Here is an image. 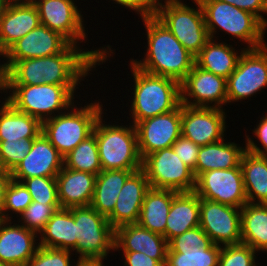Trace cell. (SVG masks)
<instances>
[{
	"mask_svg": "<svg viewBox=\"0 0 267 266\" xmlns=\"http://www.w3.org/2000/svg\"><path fill=\"white\" fill-rule=\"evenodd\" d=\"M146 30V53L142 60L130 62L137 68L181 83L195 65V56L188 52L156 16L141 18Z\"/></svg>",
	"mask_w": 267,
	"mask_h": 266,
	"instance_id": "cell-1",
	"label": "cell"
},
{
	"mask_svg": "<svg viewBox=\"0 0 267 266\" xmlns=\"http://www.w3.org/2000/svg\"><path fill=\"white\" fill-rule=\"evenodd\" d=\"M133 76V97L129 116L135 126L139 121L175 110L181 104L180 83L145 72L129 63Z\"/></svg>",
	"mask_w": 267,
	"mask_h": 266,
	"instance_id": "cell-2",
	"label": "cell"
},
{
	"mask_svg": "<svg viewBox=\"0 0 267 266\" xmlns=\"http://www.w3.org/2000/svg\"><path fill=\"white\" fill-rule=\"evenodd\" d=\"M202 6L205 24L209 37L214 39L217 29L222 30L240 42H244L246 49L259 48L266 45L264 40L267 27L254 14L238 7L217 1L198 0Z\"/></svg>",
	"mask_w": 267,
	"mask_h": 266,
	"instance_id": "cell-3",
	"label": "cell"
},
{
	"mask_svg": "<svg viewBox=\"0 0 267 266\" xmlns=\"http://www.w3.org/2000/svg\"><path fill=\"white\" fill-rule=\"evenodd\" d=\"M78 85H6L4 93L16 110L41 122L67 111L74 104ZM57 113V114H56Z\"/></svg>",
	"mask_w": 267,
	"mask_h": 266,
	"instance_id": "cell-4",
	"label": "cell"
},
{
	"mask_svg": "<svg viewBox=\"0 0 267 266\" xmlns=\"http://www.w3.org/2000/svg\"><path fill=\"white\" fill-rule=\"evenodd\" d=\"M103 118L104 115L101 114L93 130L102 170L142 169L135 126L132 123L123 126L110 122L107 125Z\"/></svg>",
	"mask_w": 267,
	"mask_h": 266,
	"instance_id": "cell-5",
	"label": "cell"
},
{
	"mask_svg": "<svg viewBox=\"0 0 267 266\" xmlns=\"http://www.w3.org/2000/svg\"><path fill=\"white\" fill-rule=\"evenodd\" d=\"M79 107L73 104L71 109L42 122V133L63 157L93 133L105 110L99 101Z\"/></svg>",
	"mask_w": 267,
	"mask_h": 266,
	"instance_id": "cell-6",
	"label": "cell"
},
{
	"mask_svg": "<svg viewBox=\"0 0 267 266\" xmlns=\"http://www.w3.org/2000/svg\"><path fill=\"white\" fill-rule=\"evenodd\" d=\"M113 51L109 45L86 51L70 43L61 53L43 57V84L79 85L89 71L115 55Z\"/></svg>",
	"mask_w": 267,
	"mask_h": 266,
	"instance_id": "cell-7",
	"label": "cell"
},
{
	"mask_svg": "<svg viewBox=\"0 0 267 266\" xmlns=\"http://www.w3.org/2000/svg\"><path fill=\"white\" fill-rule=\"evenodd\" d=\"M197 6H188L184 0H162L156 17L171 31L174 37L193 56H197L210 39L204 13L198 0Z\"/></svg>",
	"mask_w": 267,
	"mask_h": 266,
	"instance_id": "cell-8",
	"label": "cell"
},
{
	"mask_svg": "<svg viewBox=\"0 0 267 266\" xmlns=\"http://www.w3.org/2000/svg\"><path fill=\"white\" fill-rule=\"evenodd\" d=\"M70 212L76 224V250L78 258L107 260L114 250L115 229L108 219L91 206L73 207Z\"/></svg>",
	"mask_w": 267,
	"mask_h": 266,
	"instance_id": "cell-9",
	"label": "cell"
},
{
	"mask_svg": "<svg viewBox=\"0 0 267 266\" xmlns=\"http://www.w3.org/2000/svg\"><path fill=\"white\" fill-rule=\"evenodd\" d=\"M142 170L150 188L192 192L195 188L193 171L178 157L172 147L158 150L142 159Z\"/></svg>",
	"mask_w": 267,
	"mask_h": 266,
	"instance_id": "cell-10",
	"label": "cell"
},
{
	"mask_svg": "<svg viewBox=\"0 0 267 266\" xmlns=\"http://www.w3.org/2000/svg\"><path fill=\"white\" fill-rule=\"evenodd\" d=\"M226 86L228 104L249 99L267 87V44L242 51Z\"/></svg>",
	"mask_w": 267,
	"mask_h": 266,
	"instance_id": "cell-11",
	"label": "cell"
},
{
	"mask_svg": "<svg viewBox=\"0 0 267 266\" xmlns=\"http://www.w3.org/2000/svg\"><path fill=\"white\" fill-rule=\"evenodd\" d=\"M194 192L202 199L242 208L247 198L241 165L200 174L195 179Z\"/></svg>",
	"mask_w": 267,
	"mask_h": 266,
	"instance_id": "cell-12",
	"label": "cell"
},
{
	"mask_svg": "<svg viewBox=\"0 0 267 266\" xmlns=\"http://www.w3.org/2000/svg\"><path fill=\"white\" fill-rule=\"evenodd\" d=\"M200 227L216 245L241 243V208L200 198Z\"/></svg>",
	"mask_w": 267,
	"mask_h": 266,
	"instance_id": "cell-13",
	"label": "cell"
},
{
	"mask_svg": "<svg viewBox=\"0 0 267 266\" xmlns=\"http://www.w3.org/2000/svg\"><path fill=\"white\" fill-rule=\"evenodd\" d=\"M227 79L207 72L196 64L180 83L181 104L223 109L227 104Z\"/></svg>",
	"mask_w": 267,
	"mask_h": 266,
	"instance_id": "cell-14",
	"label": "cell"
},
{
	"mask_svg": "<svg viewBox=\"0 0 267 266\" xmlns=\"http://www.w3.org/2000/svg\"><path fill=\"white\" fill-rule=\"evenodd\" d=\"M36 5L40 22L51 30L59 32L71 44L87 42L83 14L74 0H32ZM82 40V41H81Z\"/></svg>",
	"mask_w": 267,
	"mask_h": 266,
	"instance_id": "cell-15",
	"label": "cell"
},
{
	"mask_svg": "<svg viewBox=\"0 0 267 266\" xmlns=\"http://www.w3.org/2000/svg\"><path fill=\"white\" fill-rule=\"evenodd\" d=\"M224 110L181 104V135L199 146L221 141L227 127Z\"/></svg>",
	"mask_w": 267,
	"mask_h": 266,
	"instance_id": "cell-16",
	"label": "cell"
},
{
	"mask_svg": "<svg viewBox=\"0 0 267 266\" xmlns=\"http://www.w3.org/2000/svg\"><path fill=\"white\" fill-rule=\"evenodd\" d=\"M141 158L172 147L181 136V104L173 111L139 121L135 125Z\"/></svg>",
	"mask_w": 267,
	"mask_h": 266,
	"instance_id": "cell-17",
	"label": "cell"
},
{
	"mask_svg": "<svg viewBox=\"0 0 267 266\" xmlns=\"http://www.w3.org/2000/svg\"><path fill=\"white\" fill-rule=\"evenodd\" d=\"M69 44L70 42L59 32L40 24L4 52L6 69L8 70L16 61L56 55Z\"/></svg>",
	"mask_w": 267,
	"mask_h": 266,
	"instance_id": "cell-18",
	"label": "cell"
},
{
	"mask_svg": "<svg viewBox=\"0 0 267 266\" xmlns=\"http://www.w3.org/2000/svg\"><path fill=\"white\" fill-rule=\"evenodd\" d=\"M64 167V158L41 133L33 140L27 156L10 173L11 178L23 182L31 177H56Z\"/></svg>",
	"mask_w": 267,
	"mask_h": 266,
	"instance_id": "cell-19",
	"label": "cell"
},
{
	"mask_svg": "<svg viewBox=\"0 0 267 266\" xmlns=\"http://www.w3.org/2000/svg\"><path fill=\"white\" fill-rule=\"evenodd\" d=\"M38 235L19 223L12 225L11 220L0 219V261L11 266H25L40 247Z\"/></svg>",
	"mask_w": 267,
	"mask_h": 266,
	"instance_id": "cell-20",
	"label": "cell"
},
{
	"mask_svg": "<svg viewBox=\"0 0 267 266\" xmlns=\"http://www.w3.org/2000/svg\"><path fill=\"white\" fill-rule=\"evenodd\" d=\"M149 189V181L142 169L133 172L127 178L117 196L113 212L107 217L114 229L122 225L138 223L141 206Z\"/></svg>",
	"mask_w": 267,
	"mask_h": 266,
	"instance_id": "cell-21",
	"label": "cell"
},
{
	"mask_svg": "<svg viewBox=\"0 0 267 266\" xmlns=\"http://www.w3.org/2000/svg\"><path fill=\"white\" fill-rule=\"evenodd\" d=\"M168 248V241L164 236L153 233L138 223L115 229V251L143 252L165 266Z\"/></svg>",
	"mask_w": 267,
	"mask_h": 266,
	"instance_id": "cell-22",
	"label": "cell"
},
{
	"mask_svg": "<svg viewBox=\"0 0 267 266\" xmlns=\"http://www.w3.org/2000/svg\"><path fill=\"white\" fill-rule=\"evenodd\" d=\"M40 24L38 9L32 1L9 3L0 18V49L5 52Z\"/></svg>",
	"mask_w": 267,
	"mask_h": 266,
	"instance_id": "cell-23",
	"label": "cell"
},
{
	"mask_svg": "<svg viewBox=\"0 0 267 266\" xmlns=\"http://www.w3.org/2000/svg\"><path fill=\"white\" fill-rule=\"evenodd\" d=\"M97 175L63 167L57 174L58 201L61 208L90 206Z\"/></svg>",
	"mask_w": 267,
	"mask_h": 266,
	"instance_id": "cell-24",
	"label": "cell"
},
{
	"mask_svg": "<svg viewBox=\"0 0 267 266\" xmlns=\"http://www.w3.org/2000/svg\"><path fill=\"white\" fill-rule=\"evenodd\" d=\"M200 197L194 192H178L172 200L165 227V239L200 225Z\"/></svg>",
	"mask_w": 267,
	"mask_h": 266,
	"instance_id": "cell-25",
	"label": "cell"
},
{
	"mask_svg": "<svg viewBox=\"0 0 267 266\" xmlns=\"http://www.w3.org/2000/svg\"><path fill=\"white\" fill-rule=\"evenodd\" d=\"M225 139L200 147L195 166V179L210 170L231 169L240 165L246 147Z\"/></svg>",
	"mask_w": 267,
	"mask_h": 266,
	"instance_id": "cell-26",
	"label": "cell"
},
{
	"mask_svg": "<svg viewBox=\"0 0 267 266\" xmlns=\"http://www.w3.org/2000/svg\"><path fill=\"white\" fill-rule=\"evenodd\" d=\"M217 39H209L200 53L195 57V64L201 69L227 79L234 71L241 52L233 48L227 42H215Z\"/></svg>",
	"mask_w": 267,
	"mask_h": 266,
	"instance_id": "cell-27",
	"label": "cell"
},
{
	"mask_svg": "<svg viewBox=\"0 0 267 266\" xmlns=\"http://www.w3.org/2000/svg\"><path fill=\"white\" fill-rule=\"evenodd\" d=\"M41 235V236H40ZM39 246L63 250H76V224L70 208L56 210L39 233Z\"/></svg>",
	"mask_w": 267,
	"mask_h": 266,
	"instance_id": "cell-28",
	"label": "cell"
},
{
	"mask_svg": "<svg viewBox=\"0 0 267 266\" xmlns=\"http://www.w3.org/2000/svg\"><path fill=\"white\" fill-rule=\"evenodd\" d=\"M42 133V122L16 110L4 99L0 104V140L35 139Z\"/></svg>",
	"mask_w": 267,
	"mask_h": 266,
	"instance_id": "cell-29",
	"label": "cell"
},
{
	"mask_svg": "<svg viewBox=\"0 0 267 266\" xmlns=\"http://www.w3.org/2000/svg\"><path fill=\"white\" fill-rule=\"evenodd\" d=\"M177 193L173 190L150 188L145 194L138 224L165 237L167 217Z\"/></svg>",
	"mask_w": 267,
	"mask_h": 266,
	"instance_id": "cell-30",
	"label": "cell"
},
{
	"mask_svg": "<svg viewBox=\"0 0 267 266\" xmlns=\"http://www.w3.org/2000/svg\"><path fill=\"white\" fill-rule=\"evenodd\" d=\"M240 165L247 203L267 204V156L245 150Z\"/></svg>",
	"mask_w": 267,
	"mask_h": 266,
	"instance_id": "cell-31",
	"label": "cell"
},
{
	"mask_svg": "<svg viewBox=\"0 0 267 266\" xmlns=\"http://www.w3.org/2000/svg\"><path fill=\"white\" fill-rule=\"evenodd\" d=\"M135 171L138 170H102L97 175L90 206L107 218L113 212L125 181Z\"/></svg>",
	"mask_w": 267,
	"mask_h": 266,
	"instance_id": "cell-32",
	"label": "cell"
},
{
	"mask_svg": "<svg viewBox=\"0 0 267 266\" xmlns=\"http://www.w3.org/2000/svg\"><path fill=\"white\" fill-rule=\"evenodd\" d=\"M241 243L267 252V204L246 203L241 208Z\"/></svg>",
	"mask_w": 267,
	"mask_h": 266,
	"instance_id": "cell-33",
	"label": "cell"
},
{
	"mask_svg": "<svg viewBox=\"0 0 267 266\" xmlns=\"http://www.w3.org/2000/svg\"><path fill=\"white\" fill-rule=\"evenodd\" d=\"M64 158V167L98 175L102 171L96 136L92 133Z\"/></svg>",
	"mask_w": 267,
	"mask_h": 266,
	"instance_id": "cell-34",
	"label": "cell"
},
{
	"mask_svg": "<svg viewBox=\"0 0 267 266\" xmlns=\"http://www.w3.org/2000/svg\"><path fill=\"white\" fill-rule=\"evenodd\" d=\"M222 246L168 249L165 266H218Z\"/></svg>",
	"mask_w": 267,
	"mask_h": 266,
	"instance_id": "cell-35",
	"label": "cell"
},
{
	"mask_svg": "<svg viewBox=\"0 0 267 266\" xmlns=\"http://www.w3.org/2000/svg\"><path fill=\"white\" fill-rule=\"evenodd\" d=\"M43 57L16 61L7 70V85L43 84Z\"/></svg>",
	"mask_w": 267,
	"mask_h": 266,
	"instance_id": "cell-36",
	"label": "cell"
},
{
	"mask_svg": "<svg viewBox=\"0 0 267 266\" xmlns=\"http://www.w3.org/2000/svg\"><path fill=\"white\" fill-rule=\"evenodd\" d=\"M31 202L32 197L25 185L21 182L11 179L5 192L2 220H12L13 218L10 216V213L12 212L13 214L15 213L17 217H20V215L27 209Z\"/></svg>",
	"mask_w": 267,
	"mask_h": 266,
	"instance_id": "cell-37",
	"label": "cell"
},
{
	"mask_svg": "<svg viewBox=\"0 0 267 266\" xmlns=\"http://www.w3.org/2000/svg\"><path fill=\"white\" fill-rule=\"evenodd\" d=\"M60 208V204H42L32 201L20 215L21 220L19 219L18 223L21 222L20 225L39 234L45 228L53 213Z\"/></svg>",
	"mask_w": 267,
	"mask_h": 266,
	"instance_id": "cell-38",
	"label": "cell"
},
{
	"mask_svg": "<svg viewBox=\"0 0 267 266\" xmlns=\"http://www.w3.org/2000/svg\"><path fill=\"white\" fill-rule=\"evenodd\" d=\"M33 202L59 204L56 177H31L22 182Z\"/></svg>",
	"mask_w": 267,
	"mask_h": 266,
	"instance_id": "cell-39",
	"label": "cell"
},
{
	"mask_svg": "<svg viewBox=\"0 0 267 266\" xmlns=\"http://www.w3.org/2000/svg\"><path fill=\"white\" fill-rule=\"evenodd\" d=\"M256 253L243 243L222 246L218 266H257Z\"/></svg>",
	"mask_w": 267,
	"mask_h": 266,
	"instance_id": "cell-40",
	"label": "cell"
},
{
	"mask_svg": "<svg viewBox=\"0 0 267 266\" xmlns=\"http://www.w3.org/2000/svg\"><path fill=\"white\" fill-rule=\"evenodd\" d=\"M34 139H21L17 141L0 140V158L8 173L27 156L32 148Z\"/></svg>",
	"mask_w": 267,
	"mask_h": 266,
	"instance_id": "cell-41",
	"label": "cell"
},
{
	"mask_svg": "<svg viewBox=\"0 0 267 266\" xmlns=\"http://www.w3.org/2000/svg\"><path fill=\"white\" fill-rule=\"evenodd\" d=\"M70 250L46 248L40 246L36 254L25 266H72Z\"/></svg>",
	"mask_w": 267,
	"mask_h": 266,
	"instance_id": "cell-42",
	"label": "cell"
},
{
	"mask_svg": "<svg viewBox=\"0 0 267 266\" xmlns=\"http://www.w3.org/2000/svg\"><path fill=\"white\" fill-rule=\"evenodd\" d=\"M212 244L209 236L197 226L172 238L168 242V249H190L196 246L202 248L210 247Z\"/></svg>",
	"mask_w": 267,
	"mask_h": 266,
	"instance_id": "cell-43",
	"label": "cell"
},
{
	"mask_svg": "<svg viewBox=\"0 0 267 266\" xmlns=\"http://www.w3.org/2000/svg\"><path fill=\"white\" fill-rule=\"evenodd\" d=\"M200 147L182 135L172 145L174 152L193 171L194 176Z\"/></svg>",
	"mask_w": 267,
	"mask_h": 266,
	"instance_id": "cell-44",
	"label": "cell"
},
{
	"mask_svg": "<svg viewBox=\"0 0 267 266\" xmlns=\"http://www.w3.org/2000/svg\"><path fill=\"white\" fill-rule=\"evenodd\" d=\"M252 131V134L254 133L253 136L257 137V143L259 142L261 144L259 146L262 147H259L258 144L254 142V138L245 135L246 150L254 154L267 156V114L260 118L259 124L256 125V128L254 126V130Z\"/></svg>",
	"mask_w": 267,
	"mask_h": 266,
	"instance_id": "cell-45",
	"label": "cell"
},
{
	"mask_svg": "<svg viewBox=\"0 0 267 266\" xmlns=\"http://www.w3.org/2000/svg\"><path fill=\"white\" fill-rule=\"evenodd\" d=\"M111 1V0H110ZM116 5L120 4L125 9H132L141 16V18H147L150 16H156L162 0H112Z\"/></svg>",
	"mask_w": 267,
	"mask_h": 266,
	"instance_id": "cell-46",
	"label": "cell"
},
{
	"mask_svg": "<svg viewBox=\"0 0 267 266\" xmlns=\"http://www.w3.org/2000/svg\"><path fill=\"white\" fill-rule=\"evenodd\" d=\"M232 4L239 9L246 10L257 16L267 27V19L263 16L266 14V5L264 0H217ZM262 13V14H261Z\"/></svg>",
	"mask_w": 267,
	"mask_h": 266,
	"instance_id": "cell-47",
	"label": "cell"
},
{
	"mask_svg": "<svg viewBox=\"0 0 267 266\" xmlns=\"http://www.w3.org/2000/svg\"><path fill=\"white\" fill-rule=\"evenodd\" d=\"M124 266H163L143 252L123 251Z\"/></svg>",
	"mask_w": 267,
	"mask_h": 266,
	"instance_id": "cell-48",
	"label": "cell"
},
{
	"mask_svg": "<svg viewBox=\"0 0 267 266\" xmlns=\"http://www.w3.org/2000/svg\"><path fill=\"white\" fill-rule=\"evenodd\" d=\"M11 174L0 176V219H2V210L5 203L6 188L11 180Z\"/></svg>",
	"mask_w": 267,
	"mask_h": 266,
	"instance_id": "cell-49",
	"label": "cell"
},
{
	"mask_svg": "<svg viewBox=\"0 0 267 266\" xmlns=\"http://www.w3.org/2000/svg\"><path fill=\"white\" fill-rule=\"evenodd\" d=\"M3 56V57H2ZM4 52L0 49V57L4 59ZM2 63H0V93L2 94L6 90V85H7V69L5 66V61L3 60ZM3 90V92H2Z\"/></svg>",
	"mask_w": 267,
	"mask_h": 266,
	"instance_id": "cell-50",
	"label": "cell"
},
{
	"mask_svg": "<svg viewBox=\"0 0 267 266\" xmlns=\"http://www.w3.org/2000/svg\"><path fill=\"white\" fill-rule=\"evenodd\" d=\"M77 263L72 266H104V259L98 258H77Z\"/></svg>",
	"mask_w": 267,
	"mask_h": 266,
	"instance_id": "cell-51",
	"label": "cell"
},
{
	"mask_svg": "<svg viewBox=\"0 0 267 266\" xmlns=\"http://www.w3.org/2000/svg\"><path fill=\"white\" fill-rule=\"evenodd\" d=\"M9 3L10 2L8 0H0V18L3 15V12L6 10Z\"/></svg>",
	"mask_w": 267,
	"mask_h": 266,
	"instance_id": "cell-52",
	"label": "cell"
},
{
	"mask_svg": "<svg viewBox=\"0 0 267 266\" xmlns=\"http://www.w3.org/2000/svg\"><path fill=\"white\" fill-rule=\"evenodd\" d=\"M7 174H8V172L5 169V167L3 166L1 158H0V176L7 175Z\"/></svg>",
	"mask_w": 267,
	"mask_h": 266,
	"instance_id": "cell-53",
	"label": "cell"
},
{
	"mask_svg": "<svg viewBox=\"0 0 267 266\" xmlns=\"http://www.w3.org/2000/svg\"><path fill=\"white\" fill-rule=\"evenodd\" d=\"M8 1L11 3V2H28L32 0H8Z\"/></svg>",
	"mask_w": 267,
	"mask_h": 266,
	"instance_id": "cell-54",
	"label": "cell"
},
{
	"mask_svg": "<svg viewBox=\"0 0 267 266\" xmlns=\"http://www.w3.org/2000/svg\"><path fill=\"white\" fill-rule=\"evenodd\" d=\"M0 266H11V265H8V264H5V263H2V262L0 261Z\"/></svg>",
	"mask_w": 267,
	"mask_h": 266,
	"instance_id": "cell-55",
	"label": "cell"
},
{
	"mask_svg": "<svg viewBox=\"0 0 267 266\" xmlns=\"http://www.w3.org/2000/svg\"><path fill=\"white\" fill-rule=\"evenodd\" d=\"M265 1V5H266V13H267V0H264Z\"/></svg>",
	"mask_w": 267,
	"mask_h": 266,
	"instance_id": "cell-56",
	"label": "cell"
}]
</instances>
